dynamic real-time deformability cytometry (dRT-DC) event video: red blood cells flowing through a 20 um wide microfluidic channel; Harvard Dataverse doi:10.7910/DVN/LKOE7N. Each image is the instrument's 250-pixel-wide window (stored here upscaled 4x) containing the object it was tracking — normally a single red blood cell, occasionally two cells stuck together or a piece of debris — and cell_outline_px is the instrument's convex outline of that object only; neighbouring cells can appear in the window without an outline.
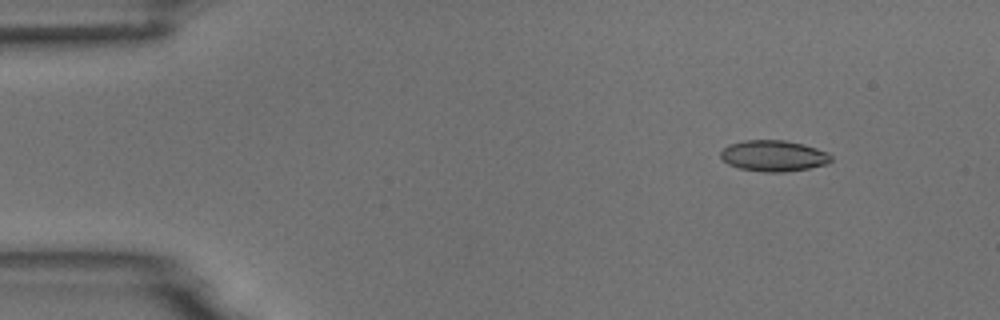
{"species": "common noctule bat (a hibernating species)", "species_latin": "Nyctalus noctula", "temperature_condition": "room temperature", "stored_images_in_passage": 10, "camera_frame_rate_fps": 3000, "um_per_image_px": 0.085, "animal": {"sex": "male", "body_mass_g": 18.8}, "frame": {"image": 1, "passage_image": 1, "time_ms": 0.0, "image_size_px": [1000, 320], "cell_outline_px": [[832, 160], [828, 164], [808, 168], [784, 172], [764, 172], [740, 168], [728, 164], [720, 156], [720, 152], [728, 144], [744, 140], [784, 140], [804, 144], [828, 152], [832, 156]], "centroid_in_image_um": [65.77, 13.24], "position_along_channel_um": 19.2, "area_um2": 20.06}}
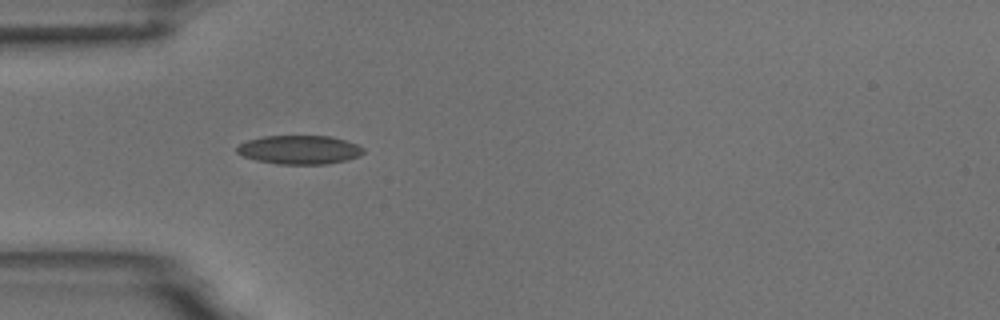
{"frame": {"image": 2, "passage_image": 4, "time_ms": 3.333, "image_size_px": [1000, 320], "cell_outline_px": [[364, 152], [360, 156], [328, 164], [276, 164], [256, 160], [244, 156], [236, 152], [236, 148], [240, 144], [248, 140], [264, 136], [328, 136], [344, 140], [356, 144], [364, 148]], "centroid_in_image_um": [25.45, 12.73], "position_along_channel_um": 59.6, "area_um2": 21.1}}